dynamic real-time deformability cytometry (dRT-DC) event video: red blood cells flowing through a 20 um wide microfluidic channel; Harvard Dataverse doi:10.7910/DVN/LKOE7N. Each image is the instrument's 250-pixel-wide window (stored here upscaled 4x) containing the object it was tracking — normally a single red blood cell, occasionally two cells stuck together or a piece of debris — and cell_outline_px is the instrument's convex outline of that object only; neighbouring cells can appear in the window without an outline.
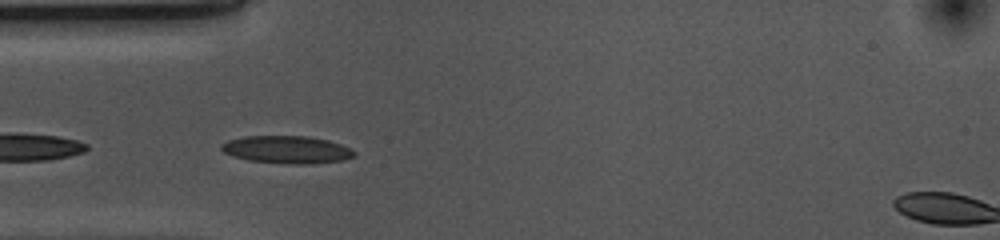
{"species": "common noctule bat (a hibernating species)", "species_latin": "Nyctalus noctula", "temperature_condition": "cold", "stored_images_in_passage": 32, "camera_frame_rate_fps": 3000, "um_per_image_px": 0.085, "animal": {"sex": "female", "body_mass_g": 10.0, "forearm_length_mm": 53.1}, "frame": {"image": 1, "passage_image": 2, "time_ms": 0.333, "image_size_px": [1000, 240], "cell_outline_px": [[356, 156], [344, 160], [304, 164], [292, 164], [248, 160], [232, 156], [224, 152], [220, 148], [220, 144], [228, 140], [244, 136], [308, 136], [328, 140], [352, 148], [356, 152]], "centroid_in_image_um": [24.39, 12.71], "position_along_channel_um": 60.6, "area_um2": 21.44}}
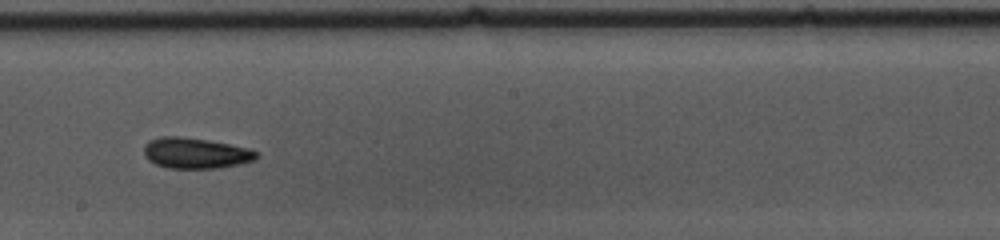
{"frame": {"image": 2, "passage_image": 16, "time_ms": 5.0, "image_size_px": [1000, 240], "cell_outline_px": [[260, 156], [256, 160], [240, 164], [216, 168], [168, 168], [156, 164], [148, 160], [144, 156], [144, 144], [148, 140], [160, 136], [180, 136], [208, 140], [252, 148], [260, 152]], "centroid_in_image_um": [16.66, 13.0], "position_along_channel_um": 231.5, "area_um2": 20.58}}
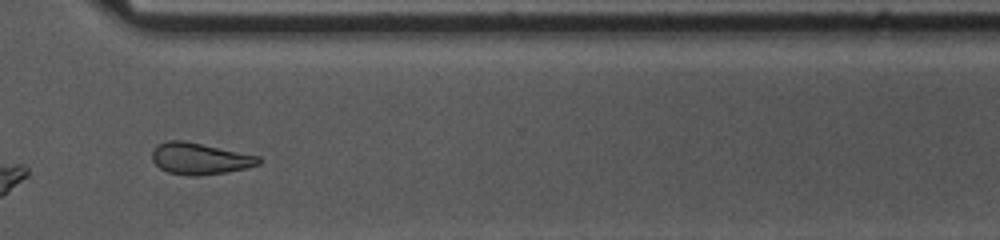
{"frame": {"image": 3, "passage_image": 26, "time_ms": 8.333, "image_size_px": [1000, 240], "cell_outline_px": [[260, 164], [248, 168], [224, 172], [196, 176], [168, 172], [160, 168], [152, 160], [152, 152], [156, 144], [168, 140], [184, 140], [260, 156]], "centroid_in_image_um": [16.98, 13.47], "position_along_channel_um": 353.6, "area_um2": 19.54}, "authors_computed_cell_mechanics": {"area_um2": 19.5942, "velocity_mm_per_s": 3.6679, "shape_relaxation_time_tau1_ms": 3.7673, "shape_relaxation_time_tau2_ms": 4.3775, "deformation_change_tau1": 0.118, "deformation_change_tau2": 0.1146}}